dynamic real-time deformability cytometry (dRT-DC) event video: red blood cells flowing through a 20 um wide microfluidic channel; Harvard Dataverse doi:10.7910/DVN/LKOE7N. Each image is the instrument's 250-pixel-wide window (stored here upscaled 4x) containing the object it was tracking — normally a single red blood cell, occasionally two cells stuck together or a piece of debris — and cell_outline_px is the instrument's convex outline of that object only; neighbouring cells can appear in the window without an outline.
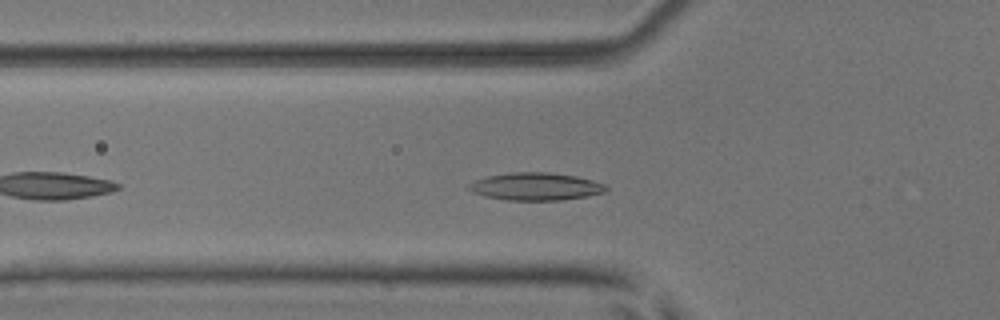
{"species": "common noctule bat (a hibernating species)", "species_latin": "Nyctalus noctula", "temperature_condition": "room temperature", "stored_images_in_passage": 22, "camera_frame_rate_fps": 3000, "um_per_image_px": 0.085, "animal": {"sex": "male", "body_mass_g": 17.9, "forearm_length_mm": 54.2}, "frame": {"image": 1, "passage_image": 7, "time_ms": 2.0, "image_size_px": [1000, 320], "cell_outline_px": [[608, 188], [604, 192], [588, 196], [560, 200], [508, 200], [484, 196], [472, 192], [468, 188], [468, 184], [476, 180], [488, 176], [512, 172], [548, 172], [576, 176], [592, 180], [604, 184]], "centroid_in_image_um": [45.53, 15.85], "position_along_channel_um": 80.3, "area_um2": 21.96}}
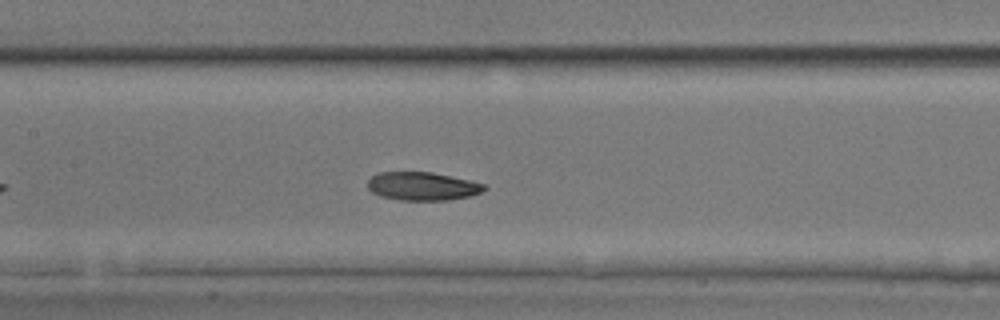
{"frame": {"image": 2, "passage_image": 14, "time_ms": 4.333, "image_size_px": [1000, 320], "cell_outline_px": [[488, 188], [472, 196], [448, 200], [400, 200], [380, 196], [372, 192], [368, 188], [368, 180], [372, 176], [380, 172], [432, 172], [468, 180], [484, 184]], "centroid_in_image_um": [35.9, 15.83], "position_along_channel_um": 171.5, "area_um2": 19.19}}
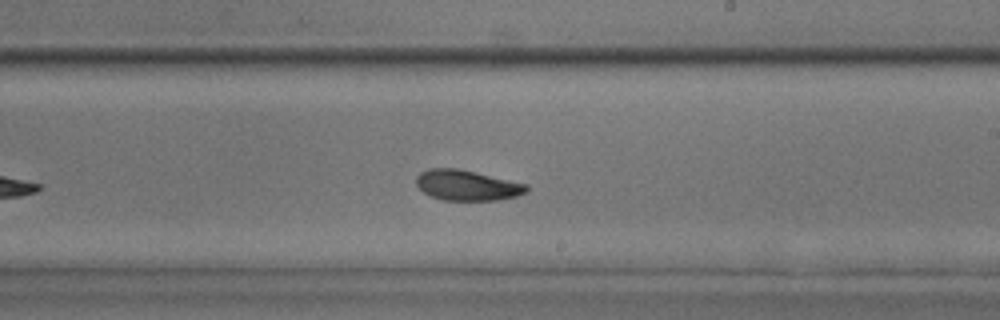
{"frame": {"image": 3, "passage_image": 20, "time_ms": 6.333, "image_size_px": [1000, 320], "cell_outline_px": [[528, 192], [516, 196], [500, 200], [444, 200], [432, 196], [424, 192], [416, 184], [416, 176], [420, 172], [428, 168], [456, 168], [528, 184]], "centroid_in_image_um": [39.7, 15.75], "position_along_channel_um": 249.3, "area_um2": 19.48}}